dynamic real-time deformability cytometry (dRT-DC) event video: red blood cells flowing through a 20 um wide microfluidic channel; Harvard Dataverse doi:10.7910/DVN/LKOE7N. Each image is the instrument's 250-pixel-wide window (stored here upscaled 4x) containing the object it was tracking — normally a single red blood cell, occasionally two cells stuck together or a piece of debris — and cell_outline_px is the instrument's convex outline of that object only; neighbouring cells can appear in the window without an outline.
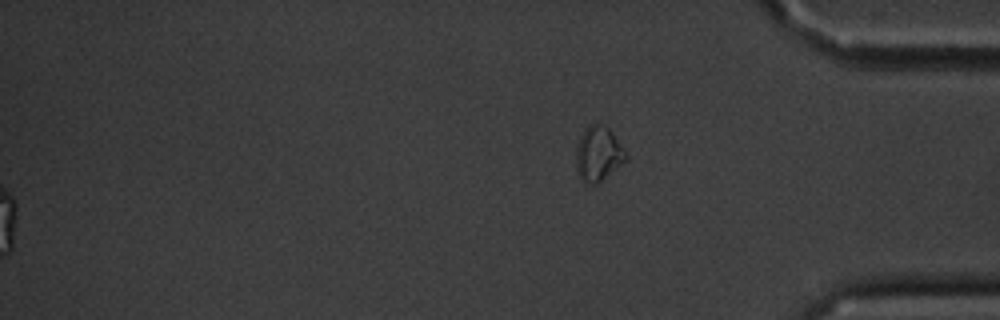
{"species": "common noctule bat (a hibernating species)", "species_latin": "Nyctalus noctula", "temperature_condition": "cold", "stored_images_in_passage": 16, "segment_of_instrument_passage": [2, 2], "camera_frame_rate_fps": 3000, "um_per_image_px": 0.085, "animal": {"sex": "male", "body_mass_g": 20.1, "forearm_length_mm": 53.5}, "frame": {"image": 1, "passage_image": 16, "time_ms": 19.333, "image_size_px": [1000, 320], "cell_outline_px": [[628, 156], [620, 164], [596, 184], [588, 184], [580, 180], [576, 168], [576, 148], [580, 136], [584, 128], [588, 124], [604, 124], [612, 132]], "centroid_in_image_um": [50.8, 13.05], "position_along_channel_um": 384.4, "area_um2": 15.66}}